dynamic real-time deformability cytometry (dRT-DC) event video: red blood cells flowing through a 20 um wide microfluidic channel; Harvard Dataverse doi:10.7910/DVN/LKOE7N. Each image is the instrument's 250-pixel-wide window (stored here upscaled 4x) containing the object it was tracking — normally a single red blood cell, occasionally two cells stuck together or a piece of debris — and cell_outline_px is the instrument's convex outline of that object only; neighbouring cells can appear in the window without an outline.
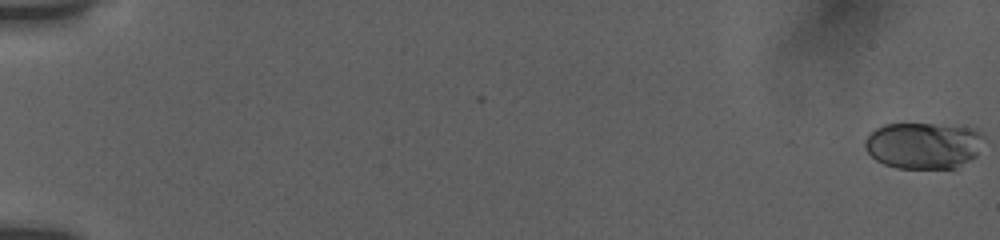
{"species": "human", "species_latin": "Homo sapiens", "temperature_condition": "room temperature", "stored_images_in_passage": 39, "camera_frame_rate_fps": 3000, "um_per_image_px": 0.085, "donor": {"sex": "female"}, "frame": {"image": 1, "passage_image": 1, "time_ms": 0.0, "image_size_px": [1000, 240], "cell_outline_px": [[980, 132], [976, 156], [956, 168], [896, 168], [884, 164], [876, 160], [864, 148], [864, 140], [876, 128], [884, 124], [932, 124], [976, 128]], "centroid_in_image_um": [78.43, 12.37], "position_along_channel_um": 6.6, "area_um2": 31.79}}
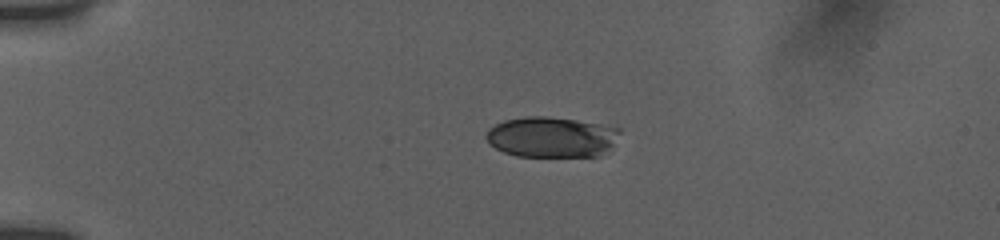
{"frame": {"image": 2, "passage_image": 28, "time_ms": 4.667, "image_size_px": [1000, 240], "cell_outline_px": [[620, 132], [612, 148], [596, 156], [516, 156], [504, 152], [488, 144], [484, 136], [488, 128], [504, 120], [524, 116], [548, 116], [616, 124], [620, 128]], "centroid_in_image_um": [46.92, 11.62], "position_along_channel_um": 38.1, "area_um2": 32.43}}